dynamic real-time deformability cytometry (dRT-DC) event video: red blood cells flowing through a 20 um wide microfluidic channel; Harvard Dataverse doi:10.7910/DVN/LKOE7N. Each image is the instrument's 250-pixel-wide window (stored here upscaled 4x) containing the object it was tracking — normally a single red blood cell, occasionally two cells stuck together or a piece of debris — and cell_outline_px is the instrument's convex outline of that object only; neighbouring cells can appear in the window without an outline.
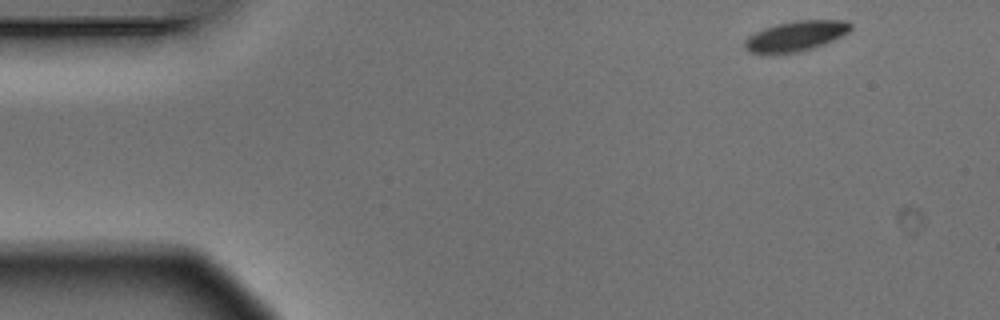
{"species": "Egyptian fruit bat (a non-hibernating species)", "species_latin": "Rousettus aegyptiacus", "temperature_condition": "warm", "stored_images_in_passage": 4, "camera_frame_rate_fps": 3000, "um_per_image_px": 0.085, "animal": {"sex": "male"}, "frame": {"image": 1, "passage_image": 1, "time_ms": 0.0, "image_size_px": [1000, 320], "cell_outline_px": [[852, 28], [848, 32], [824, 44], [800, 52], [748, 52], [744, 48], [744, 40], [748, 36], [764, 28], [776, 24], [796, 20], [848, 20], [852, 24]], "centroid_in_image_um": [67.66, 3.04], "position_along_channel_um": 17.3, "area_um2": 18.38}}
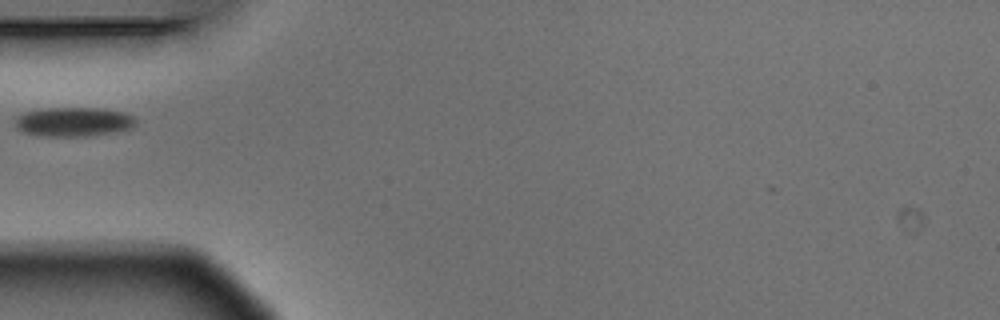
{"frame": {"image": 2, "passage_image": 4, "time_ms": 1.0, "image_size_px": [1000, 320], "cell_outline_px": [[136, 120], [132, 128], [112, 132], [88, 136], [40, 136], [24, 132], [16, 128], [16, 120], [24, 112], [48, 108], [100, 108], [124, 112], [132, 116]], "centroid_in_image_um": [6.26, 10.35], "position_along_channel_um": 78.7, "area_um2": 20.35}}